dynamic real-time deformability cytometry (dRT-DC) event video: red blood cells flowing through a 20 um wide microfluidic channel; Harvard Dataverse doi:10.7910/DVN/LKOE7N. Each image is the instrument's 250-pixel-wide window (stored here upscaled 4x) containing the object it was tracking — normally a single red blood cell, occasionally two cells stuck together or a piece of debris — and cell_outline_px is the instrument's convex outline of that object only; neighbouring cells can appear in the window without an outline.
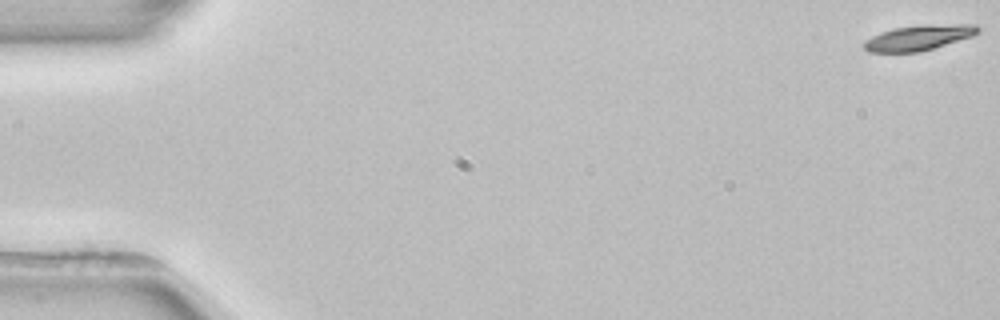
{"species": "common noctule bat (a hibernating species)", "species_latin": "Nyctalus noctula", "temperature_condition": "room temperature", "stored_images_in_passage": 5, "camera_frame_rate_fps": 3000, "um_per_image_px": 0.085, "animal": {"sex": "female", "body_mass_g": 22.7, "forearm_length_mm": 54.2}, "frame": {"image": 1, "passage_image": 1, "time_ms": 0.0, "image_size_px": [1000, 320], "cell_outline_px": [[980, 32], [972, 36], [920, 52], [868, 52], [864, 48], [864, 40], [880, 32], [896, 28], [924, 24], [976, 24], [980, 28]], "centroid_in_image_um": [78.1, 3.19], "position_along_channel_um": 6.9, "area_um2": 16.82}}
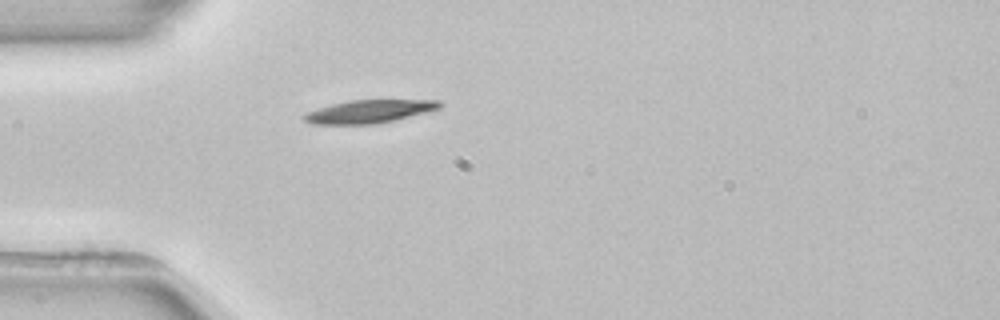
{"frame": {"image": 2, "passage_image": 5, "time_ms": 5.0, "image_size_px": [1000, 320], "cell_outline_px": [[444, 104], [440, 108], [396, 120], [372, 124], [312, 124], [304, 120], [300, 116], [308, 112], [332, 104], [348, 100], [440, 100]], "centroid_in_image_um": [31.39, 9.47], "position_along_channel_um": 53.6, "area_um2": 18.15}}